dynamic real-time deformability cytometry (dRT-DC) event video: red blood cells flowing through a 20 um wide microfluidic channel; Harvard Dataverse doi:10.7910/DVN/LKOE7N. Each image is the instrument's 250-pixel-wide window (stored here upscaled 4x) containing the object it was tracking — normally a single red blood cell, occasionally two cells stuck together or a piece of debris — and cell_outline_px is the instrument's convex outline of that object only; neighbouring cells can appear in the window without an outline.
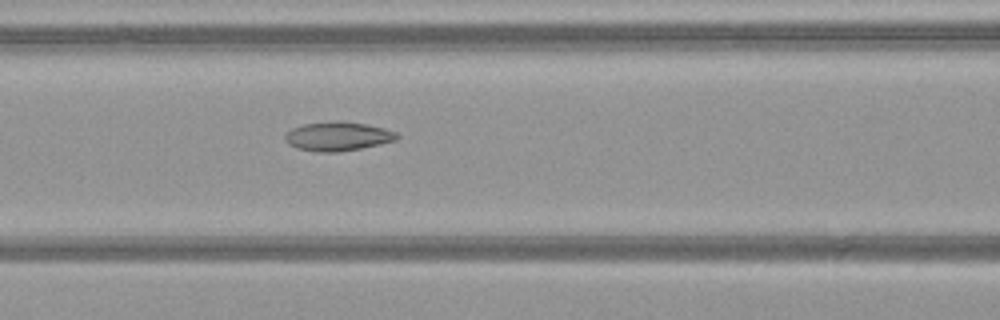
{"species": "common noctule bat (a hibernating species)", "species_latin": "Nyctalus noctula", "temperature_condition": "warm", "stored_images_in_passage": 23, "camera_frame_rate_fps": 3000, "um_per_image_px": 0.085, "animal": {"sex": "female", "body_mass_g": 21.9}, "frame": {"image": 1, "passage_image": 23, "time_ms": 7.333, "image_size_px": [1000, 320], "cell_outline_px": [[400, 136], [396, 140], [380, 144], [360, 148], [336, 152], [316, 152], [296, 148], [288, 144], [284, 140], [284, 136], [292, 128], [304, 124], [336, 120], [340, 120], [368, 124], [384, 128], [396, 132]], "centroid_in_image_um": [28.7, 11.58], "position_along_channel_um": 137.9, "area_um2": 19.07}}